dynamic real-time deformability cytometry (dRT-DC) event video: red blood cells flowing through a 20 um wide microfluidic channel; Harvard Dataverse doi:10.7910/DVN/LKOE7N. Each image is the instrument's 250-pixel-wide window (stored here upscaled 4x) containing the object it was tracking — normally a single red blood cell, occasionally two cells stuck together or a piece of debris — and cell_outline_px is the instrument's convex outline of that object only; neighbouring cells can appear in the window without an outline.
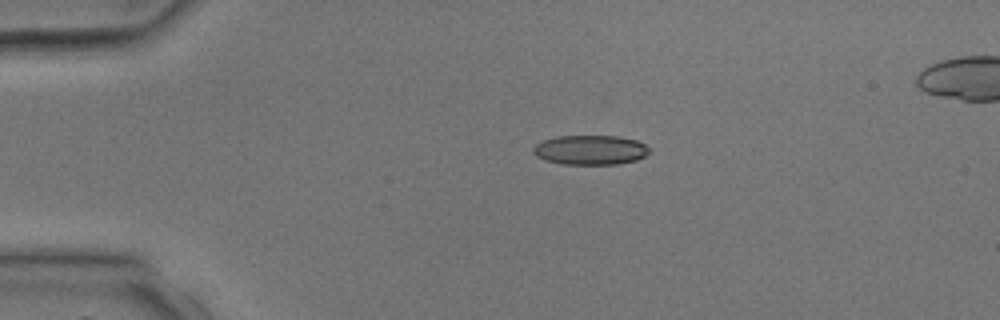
{"species": "common noctule bat (a hibernating species)", "species_latin": "Nyctalus noctula", "temperature_condition": "room temperature", "stored_images_in_passage": 2, "camera_frame_rate_fps": 3000, "um_per_image_px": 0.085, "animal": {"sex": "male", "body_mass_g": 17.9, "forearm_length_mm": 54.2}, "frame": {"image": 1, "passage_image": 1, "time_ms": 0.0, "image_size_px": [1000, 320], "cell_outline_px": [[648, 152], [644, 156], [636, 160], [620, 164], [560, 164], [544, 160], [536, 156], [532, 152], [532, 148], [536, 144], [544, 140], [556, 136], [616, 136], [636, 140], [644, 144], [648, 148]], "centroid_in_image_um": [50.13, 12.75], "position_along_channel_um": 34.9, "area_um2": 20.0}}